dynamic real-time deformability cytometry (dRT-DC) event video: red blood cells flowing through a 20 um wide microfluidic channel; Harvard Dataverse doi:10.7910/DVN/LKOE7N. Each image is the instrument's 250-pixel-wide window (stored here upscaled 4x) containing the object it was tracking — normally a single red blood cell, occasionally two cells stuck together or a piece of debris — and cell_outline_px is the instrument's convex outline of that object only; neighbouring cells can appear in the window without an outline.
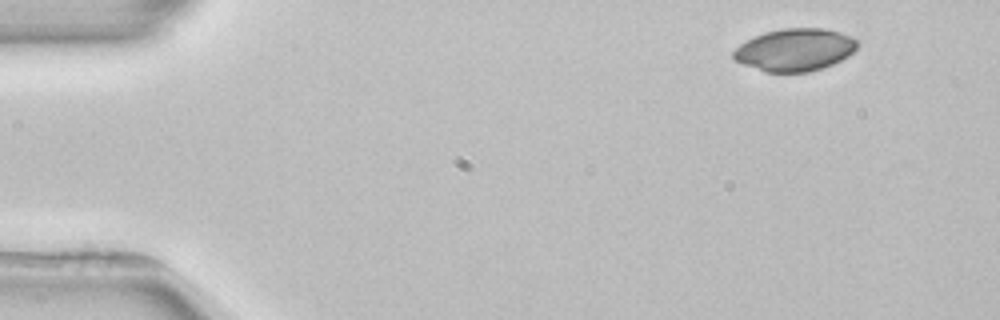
{"species": "common noctule bat (a hibernating species)", "species_latin": "Nyctalus noctula", "temperature_condition": "room temperature", "stored_images_in_passage": 3, "segment_of_instrument_passage": [2, 2], "camera_frame_rate_fps": 3000, "um_per_image_px": 0.085, "animal": {"sex": "female", "body_mass_g": 22.7, "forearm_length_mm": 54.2}, "frame": {"image": 1, "passage_image": 3, "time_ms": 3.0, "image_size_px": [1000, 320], "cell_outline_px": [[856, 48], [848, 56], [832, 64], [808, 72], [764, 72], [744, 64], [736, 60], [732, 56], [732, 52], [740, 44], [764, 32], [784, 28], [824, 28], [840, 32], [856, 40]], "centroid_in_image_um": [67.54, 4.23], "position_along_channel_um": 17.5, "area_um2": 30.29}}